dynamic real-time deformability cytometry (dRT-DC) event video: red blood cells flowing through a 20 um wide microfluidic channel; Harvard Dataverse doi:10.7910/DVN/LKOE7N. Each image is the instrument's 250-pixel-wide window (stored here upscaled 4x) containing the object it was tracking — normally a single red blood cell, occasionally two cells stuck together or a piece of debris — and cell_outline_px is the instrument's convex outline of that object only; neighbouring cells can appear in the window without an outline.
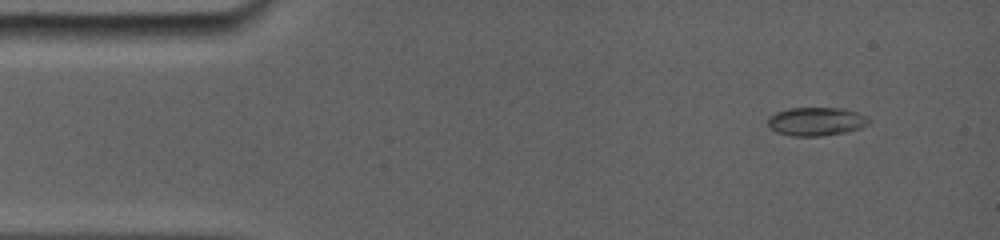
{"species": "common noctule bat (a hibernating species)", "species_latin": "Nyctalus noctula", "temperature_condition": "room temperature", "stored_images_in_passage": 53, "camera_frame_rate_fps": 5000, "um_per_image_px": 0.085, "animal": {"sex": "female", "body_mass_g": 19.0, "forearm_length_mm": 56.7}, "frame": {"image": 1, "passage_image": 4, "time_ms": 1.2, "image_size_px": [1000, 240], "cell_outline_px": [[868, 120], [864, 124], [856, 128], [840, 132], [816, 136], [796, 136], [776, 132], [768, 124], [768, 120], [776, 112], [792, 108], [840, 108], [852, 112]], "centroid_in_image_um": [69.24, 10.32], "position_along_channel_um": 15.8, "area_um2": 15.66}}
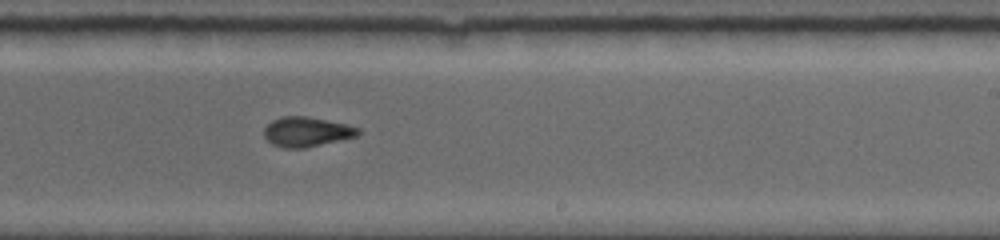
{"frame": {"image": 2, "passage_image": 26, "time_ms": 9.8, "image_size_px": [1000, 240], "cell_outline_px": [[360, 132], [356, 136], [304, 148], [284, 148], [272, 144], [264, 136], [264, 128], [272, 120], [280, 116], [304, 116], [344, 124], [360, 128]], "centroid_in_image_um": [26.01, 11.2], "position_along_channel_um": 263.0, "area_um2": 16.01}}
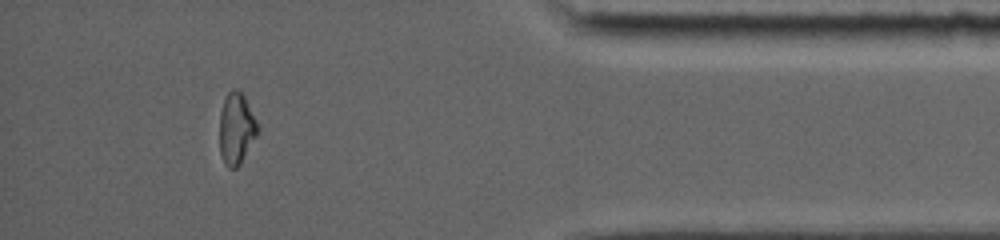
{"frame": {"image": 3, "passage_image": 46, "time_ms": 14.4, "image_size_px": [1000, 240], "cell_outline_px": [[260, 128], [256, 136], [240, 164], [236, 168], [228, 168], [224, 164], [220, 152], [220, 112], [224, 100], [228, 92], [232, 88], [236, 88], [244, 96]], "centroid_in_image_um": [20.08, 10.93], "position_along_channel_um": 415.1, "area_um2": 15.78}, "authors_computed_cell_mechanics": {"area_um2": 15.9528, "velocity_mm_per_s": 3.8896, "shape_relaxation_time_tau1_ms": 6.9953, "shape_relaxation_time_tau2_ms": 2.7525, "deformation_change_tau1": 0.1891, "deformation_change_tau2": 0.059}}